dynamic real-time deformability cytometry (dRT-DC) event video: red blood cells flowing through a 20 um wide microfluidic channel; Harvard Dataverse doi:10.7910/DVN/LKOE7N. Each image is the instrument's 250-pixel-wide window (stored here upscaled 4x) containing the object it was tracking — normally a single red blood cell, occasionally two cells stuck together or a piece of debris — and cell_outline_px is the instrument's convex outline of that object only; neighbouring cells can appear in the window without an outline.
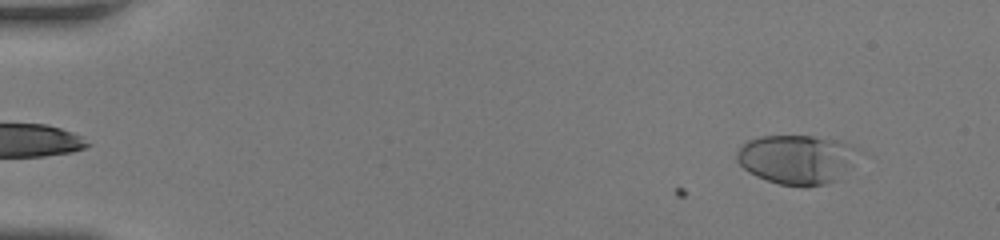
{"species": "human", "species_latin": "Homo sapiens", "temperature_condition": "room temperature", "stored_images_in_passage": 49, "camera_frame_rate_fps": 3000, "um_per_image_px": 0.085, "donor": {"sex": "female"}, "frame": {"image": 1, "passage_image": 4, "time_ms": 1.0, "image_size_px": [1000, 240], "cell_outline_px": [[864, 152], [836, 180], [824, 184], [804, 188], [780, 184], [756, 176], [748, 172], [736, 160], [736, 152], [748, 140], [760, 136], [812, 136], [844, 140], [860, 148]], "centroid_in_image_um": [67.8, 13.53], "position_along_channel_um": 17.2, "area_um2": 35.55}}
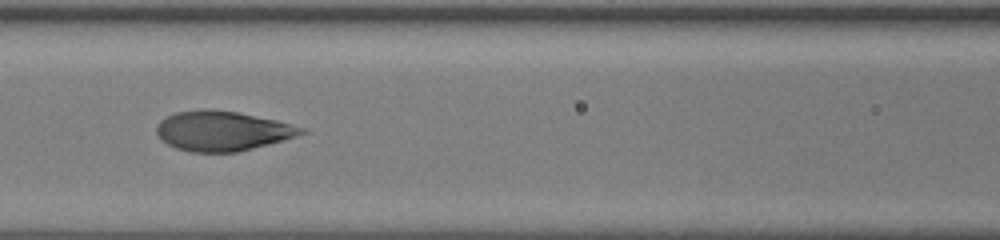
{"frame": {"image": 2, "passage_image": 23, "time_ms": 7.333, "image_size_px": [1000, 240], "cell_outline_px": [[308, 132], [296, 136], [252, 148], [236, 152], [192, 152], [176, 148], [168, 144], [156, 132], [156, 128], [160, 120], [176, 112], [200, 108], [208, 108], [236, 112], [276, 120], [308, 128]], "centroid_in_image_um": [18.91, 11.11], "position_along_channel_um": 147.7, "area_um2": 33.41}}
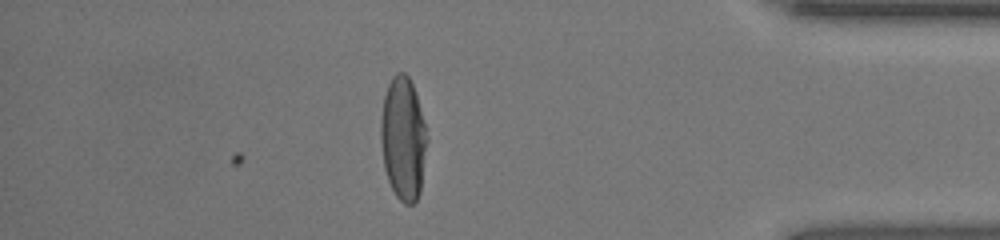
{"frame": {"image": 3, "passage_image": 43, "time_ms": 14.0, "image_size_px": [1000, 240], "cell_outline_px": [[428, 140], [420, 192], [416, 200], [412, 204], [404, 204], [396, 196], [388, 180], [384, 168], [380, 140], [380, 120], [384, 96], [388, 84], [392, 76], [396, 72], [404, 72], [408, 76], [412, 84], [420, 108], [428, 136]], "centroid_in_image_um": [34.26, 11.78], "position_along_channel_um": 400.9, "area_um2": 33.41}, "authors_computed_cell_mechanics": {"area_um2": 33.9286, "velocity_mm_per_s": 4.2661, "shape_relaxation_time_tau1_ms": 5.7751, "shape_relaxation_time_tau2_ms": null, "deformation_change_tau1": 0.271, "deformation_change_tau2": null}}